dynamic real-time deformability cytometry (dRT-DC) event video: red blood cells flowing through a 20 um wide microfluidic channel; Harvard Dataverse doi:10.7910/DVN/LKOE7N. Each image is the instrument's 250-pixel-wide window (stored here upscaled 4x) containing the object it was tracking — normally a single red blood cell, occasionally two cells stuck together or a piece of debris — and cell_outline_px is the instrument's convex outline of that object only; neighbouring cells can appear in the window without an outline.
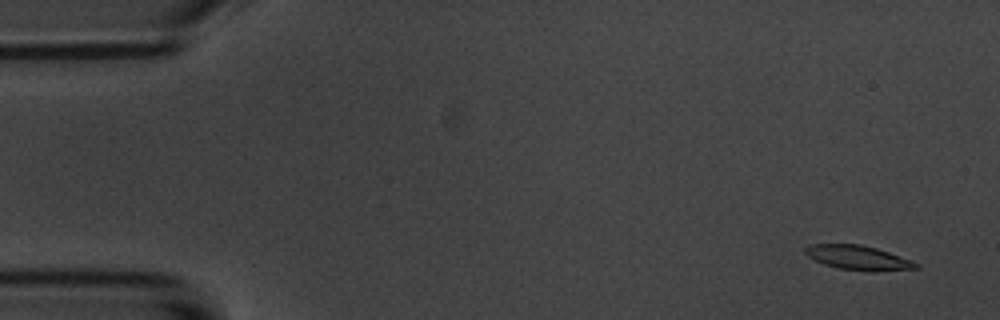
{"species": "common noctule bat (a hibernating species)", "species_latin": "Nyctalus noctula", "temperature_condition": "room temperature", "stored_images_in_passage": 14, "camera_frame_rate_fps": 3000, "um_per_image_px": 0.085, "animal": {"sex": "male", "body_mass_g": 20.1, "forearm_length_mm": 53.5}, "frame": {"image": 1, "passage_image": 3, "time_ms": 0.667, "image_size_px": [1000, 320], "cell_outline_px": [[920, 268], [872, 272], [840, 268], [824, 264], [808, 256], [804, 252], [804, 248], [812, 244], [860, 244], [876, 248], [912, 260], [920, 264]], "centroid_in_image_um": [72.98, 21.91], "position_along_channel_um": 12.0, "area_um2": 15.72}}